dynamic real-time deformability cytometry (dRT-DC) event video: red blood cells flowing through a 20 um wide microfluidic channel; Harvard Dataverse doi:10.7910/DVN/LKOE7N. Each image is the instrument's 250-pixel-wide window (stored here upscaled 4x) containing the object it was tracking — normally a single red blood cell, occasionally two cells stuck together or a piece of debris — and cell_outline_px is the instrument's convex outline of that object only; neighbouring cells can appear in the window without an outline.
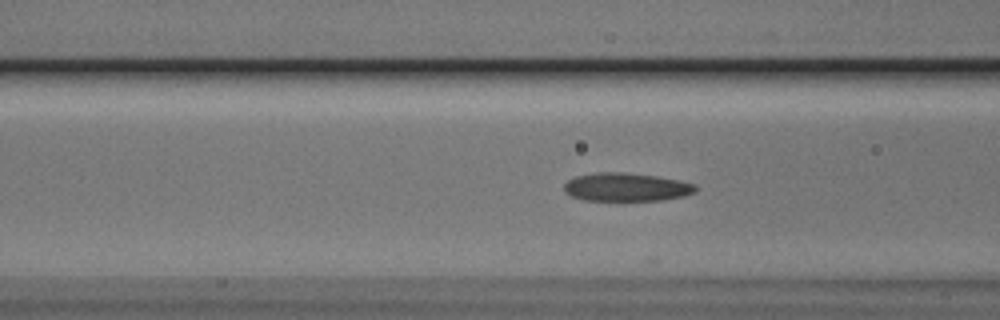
{"species": "Egyptian fruit bat (a non-hibernating species)", "species_latin": "Rousettus aegyptiacus", "temperature_condition": "cold", "stored_images_in_passage": 41, "camera_frame_rate_fps": 3000, "um_per_image_px": 0.085, "animal": {"sex": "male"}, "frame": {"image": 1, "passage_image": 11, "time_ms": 3.333, "image_size_px": [1000, 320], "cell_outline_px": [[696, 192], [684, 196], [664, 200], [584, 200], [572, 196], [564, 192], [564, 184], [568, 180], [576, 176], [596, 172], [620, 172], [656, 176], [696, 184]], "centroid_in_image_um": [53.22, 15.9], "position_along_channel_um": 113.4, "area_um2": 21.62}}
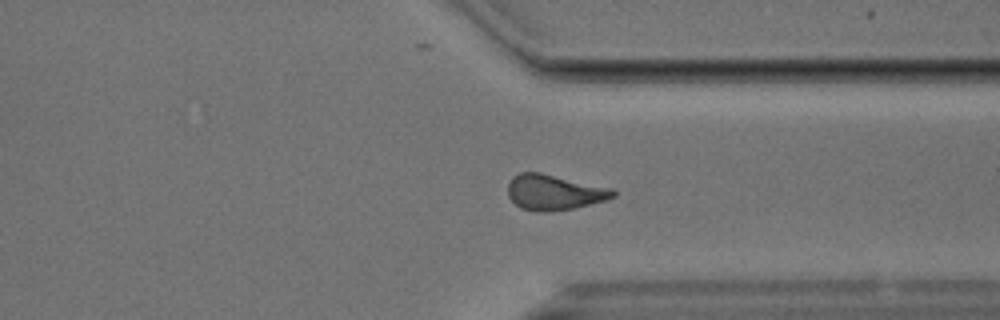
{"frame": {"image": 2, "passage_image": 31, "time_ms": 10.0, "image_size_px": [1000, 320], "cell_outline_px": [[616, 196], [604, 200], [572, 208], [548, 212], [536, 212], [520, 208], [508, 196], [508, 184], [512, 176], [520, 172], [540, 172], [612, 188], [616, 192]], "centroid_in_image_um": [47.07, 16.34], "position_along_channel_um": 364.3, "area_um2": 21.68}, "authors_computed_cell_mechanics": {"area_um2": 21.097, "velocity_mm_per_s": 3.7511, "shape_relaxation_time_tau1_ms": null, "shape_relaxation_time_tau2_ms": 4.3804, "deformation_change_tau1": null, "deformation_change_tau2": 0.1289}}